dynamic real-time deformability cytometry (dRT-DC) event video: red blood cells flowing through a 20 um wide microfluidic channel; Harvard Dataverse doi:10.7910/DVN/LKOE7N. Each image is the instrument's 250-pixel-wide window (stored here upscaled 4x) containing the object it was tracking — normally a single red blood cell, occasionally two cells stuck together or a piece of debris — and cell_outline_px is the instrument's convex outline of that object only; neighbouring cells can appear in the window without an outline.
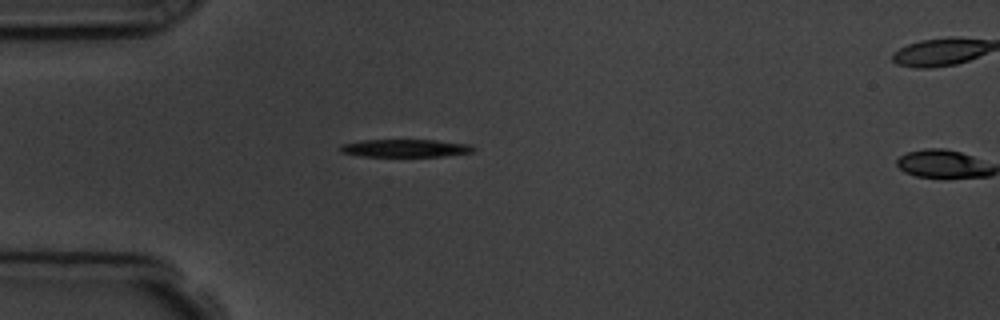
{"species": "common noctule bat (a hibernating species)", "species_latin": "Nyctalus noctula", "temperature_condition": "room temperature", "stored_images_in_passage": 2, "camera_frame_rate_fps": 3000, "um_per_image_px": 0.085, "animal": {"sex": "male", "body_mass_g": 19.5, "forearm_length_mm": 54.6}, "frame": {"image": 1, "passage_image": 1, "time_ms": 0.0, "image_size_px": [1000, 320], "cell_outline_px": [[476, 148], [472, 152], [444, 156], [360, 156], [340, 152], [340, 144], [364, 140], [436, 140], [468, 144]], "centroid_in_image_um": [34.43, 12.59], "position_along_channel_um": 50.6, "area_um2": 13.7}}